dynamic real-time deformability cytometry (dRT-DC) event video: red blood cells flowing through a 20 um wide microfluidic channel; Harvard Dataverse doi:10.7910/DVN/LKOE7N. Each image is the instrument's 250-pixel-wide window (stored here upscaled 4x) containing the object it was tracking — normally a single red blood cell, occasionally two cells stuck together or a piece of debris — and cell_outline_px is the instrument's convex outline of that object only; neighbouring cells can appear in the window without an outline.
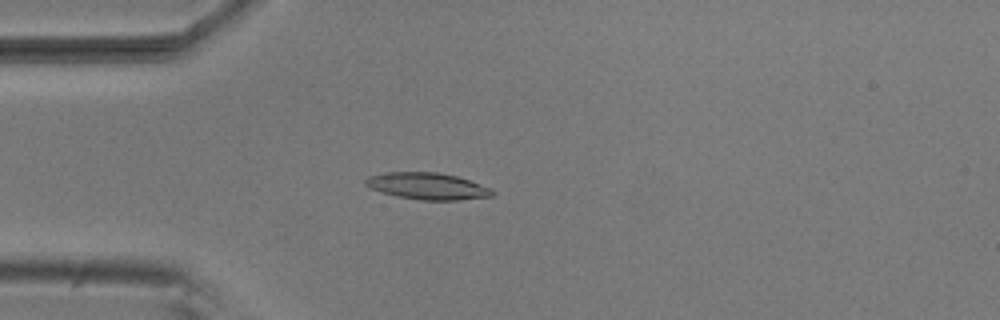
{"species": "common noctule bat (a hibernating species)", "species_latin": "Nyctalus noctula", "temperature_condition": "room temperature", "stored_images_in_passage": 5, "camera_frame_rate_fps": 3000, "um_per_image_px": 0.085, "animal": {"sex": "male", "body_mass_g": 20.5, "forearm_length_mm": 52.5}, "frame": {"image": 1, "passage_image": 4, "time_ms": 1.0, "image_size_px": [1000, 320], "cell_outline_px": [[496, 192], [492, 196], [460, 200], [420, 200], [396, 196], [372, 188], [364, 184], [364, 180], [368, 176], [384, 172], [436, 172], [456, 176], [492, 188]], "centroid_in_image_um": [36.35, 15.82], "position_along_channel_um": 48.7, "area_um2": 19.71}}